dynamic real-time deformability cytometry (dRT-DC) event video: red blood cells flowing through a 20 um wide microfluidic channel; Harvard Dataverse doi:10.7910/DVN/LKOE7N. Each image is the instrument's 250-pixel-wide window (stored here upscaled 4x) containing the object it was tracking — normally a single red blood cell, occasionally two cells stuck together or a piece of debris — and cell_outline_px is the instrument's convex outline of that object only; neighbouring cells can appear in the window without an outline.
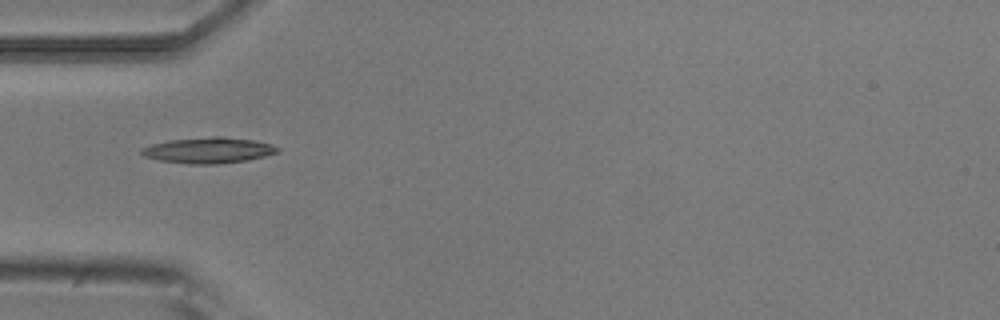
{"species": "common noctule bat (a hibernating species)", "species_latin": "Nyctalus noctula", "temperature_condition": "room temperature", "stored_images_in_passage": 7, "camera_frame_rate_fps": 3000, "um_per_image_px": 0.085, "animal": {"sex": "male", "body_mass_g": 20.5, "forearm_length_mm": 52.5}, "frame": {"image": 1, "passage_image": 5, "time_ms": 1.333, "image_size_px": [1000, 320], "cell_outline_px": [[280, 152], [248, 160], [216, 164], [188, 164], [160, 160], [144, 156], [140, 152], [140, 148], [152, 144], [172, 140], [212, 136], [224, 136], [256, 140], [272, 144], [280, 148]], "centroid_in_image_um": [17.77, 12.77], "position_along_channel_um": 67.2, "area_um2": 20.58}}
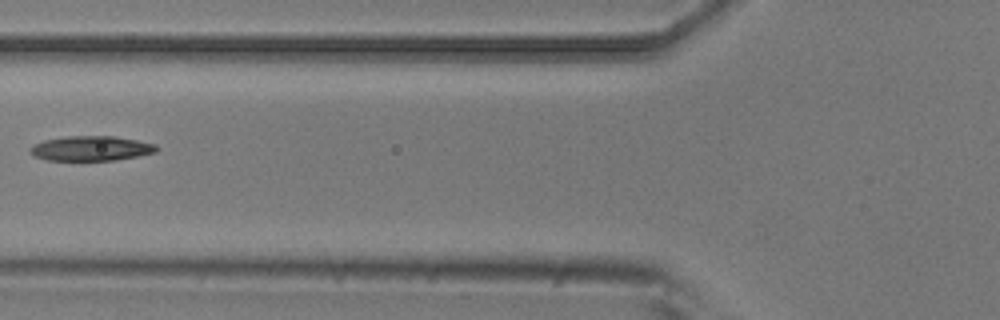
{"frame": {"image": 2, "passage_image": 6, "time_ms": 1.667, "image_size_px": [1000, 320], "cell_outline_px": [[160, 148], [156, 152], [136, 156], [112, 160], [48, 160], [32, 156], [28, 152], [28, 148], [44, 140], [68, 136], [116, 136], [156, 144]], "centroid_in_image_um": [7.72, 12.61], "position_along_channel_um": 118.1, "area_um2": 18.26}}
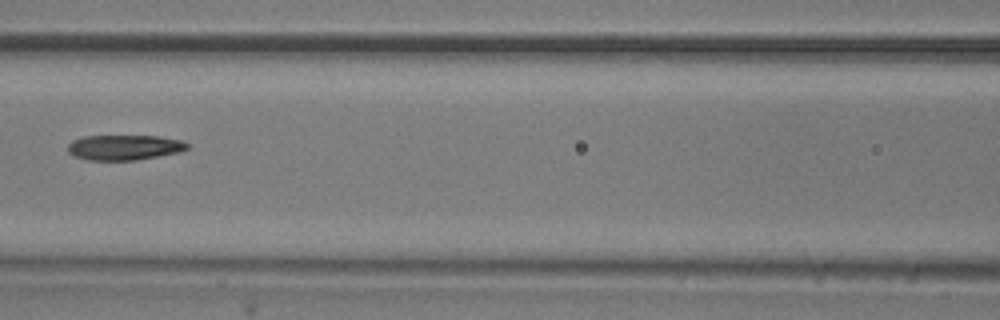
{"frame": {"image": 3, "passage_image": 7, "time_ms": 2.0, "image_size_px": [1000, 320], "cell_outline_px": [[188, 148], [176, 152], [136, 160], [88, 160], [72, 156], [68, 152], [68, 144], [72, 140], [84, 136], [160, 136], [184, 140], [188, 144]], "centroid_in_image_um": [10.53, 12.52], "position_along_channel_um": 156.1, "area_um2": 17.51}}